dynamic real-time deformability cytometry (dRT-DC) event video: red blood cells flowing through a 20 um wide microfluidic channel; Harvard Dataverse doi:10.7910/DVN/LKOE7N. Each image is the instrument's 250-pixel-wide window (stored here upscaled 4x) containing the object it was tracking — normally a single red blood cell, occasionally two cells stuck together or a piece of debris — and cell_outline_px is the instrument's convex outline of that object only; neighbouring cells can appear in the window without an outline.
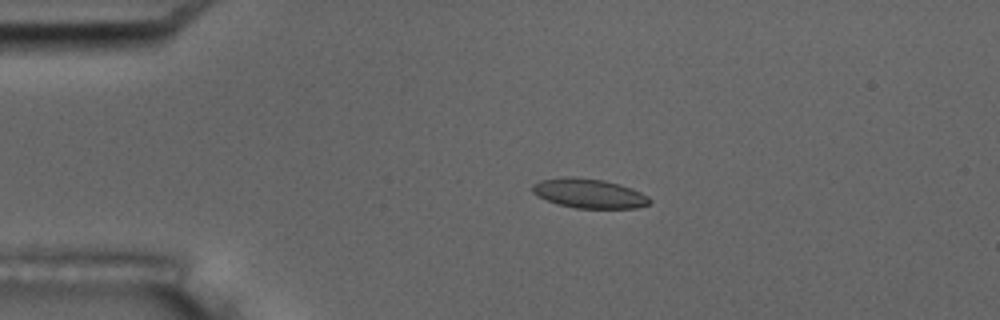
{"species": "common noctule bat (a hibernating species)", "species_latin": "Nyctalus noctula", "temperature_condition": "room temperature", "stored_images_in_passage": 5, "camera_frame_rate_fps": 3000, "um_per_image_px": 0.085, "animal": {"sex": "male", "body_mass_g": 17.5, "forearm_length_mm": 52.3}, "frame": {"image": 1, "passage_image": 3, "time_ms": 3.0, "image_size_px": [1000, 320], "cell_outline_px": [[652, 200], [648, 204], [636, 208], [576, 208], [560, 204], [548, 200], [532, 192], [532, 184], [540, 180], [572, 176], [604, 180], [620, 184], [632, 188], [648, 196]], "centroid_in_image_um": [50.1, 16.43], "position_along_channel_um": 34.9, "area_um2": 19.94}}